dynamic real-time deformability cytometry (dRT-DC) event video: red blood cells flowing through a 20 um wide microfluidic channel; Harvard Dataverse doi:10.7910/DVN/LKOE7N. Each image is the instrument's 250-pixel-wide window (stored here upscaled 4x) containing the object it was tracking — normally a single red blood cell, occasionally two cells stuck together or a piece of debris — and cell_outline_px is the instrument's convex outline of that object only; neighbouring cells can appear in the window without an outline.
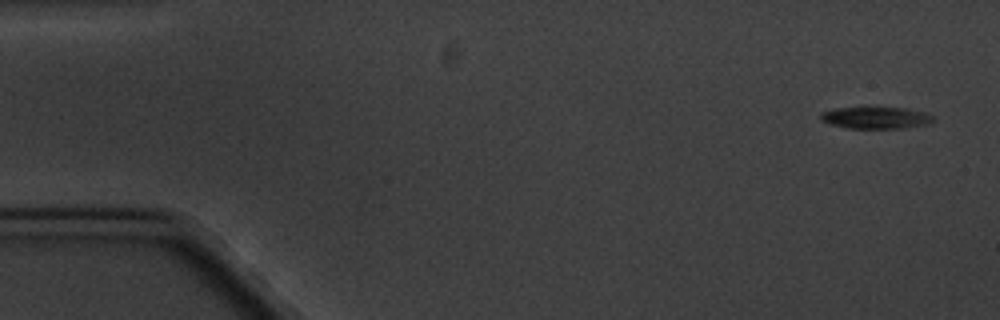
{"species": "common noctule bat (a hibernating species)", "species_latin": "Nyctalus noctula", "temperature_condition": "cold", "stored_images_in_passage": 8, "camera_frame_rate_fps": 3000, "um_per_image_px": 0.085, "animal": {"sex": "male", "body_mass_g": 20.1, "forearm_length_mm": 53.5}, "frame": {"image": 1, "passage_image": 1, "time_ms": 0.0, "image_size_px": [1000, 320], "cell_outline_px": [[936, 120], [928, 124], [904, 128], [848, 128], [832, 124], [820, 120], [820, 112], [836, 108], [904, 108], [924, 112], [932, 116]], "centroid_in_image_um": [74.45, 10.01], "position_along_channel_um": 10.5, "area_um2": 14.16}}